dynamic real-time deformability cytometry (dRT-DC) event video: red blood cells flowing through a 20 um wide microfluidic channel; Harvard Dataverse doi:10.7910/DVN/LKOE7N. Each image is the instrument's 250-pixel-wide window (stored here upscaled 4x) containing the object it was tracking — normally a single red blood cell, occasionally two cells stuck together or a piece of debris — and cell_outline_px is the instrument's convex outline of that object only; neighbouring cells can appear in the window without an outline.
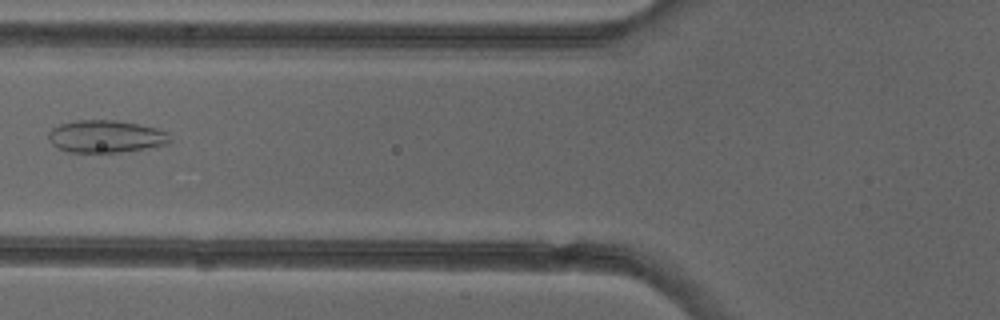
{"species": "common noctule bat (a hibernating species)", "species_latin": "Nyctalus noctula", "temperature_condition": "cold", "stored_images_in_passage": 3, "camera_frame_rate_fps": 3000, "um_per_image_px": 0.085, "animal": {"sex": "female"}, "frame": {"image": 1, "passage_image": 2, "time_ms": 1.0, "image_size_px": [1000, 320], "cell_outline_px": [[172, 140], [168, 144], [120, 152], [68, 152], [52, 144], [48, 140], [48, 132], [52, 128], [60, 124], [76, 120], [116, 120], [156, 128], [168, 132]], "centroid_in_image_um": [8.98, 11.59], "position_along_channel_um": 116.8, "area_um2": 22.89}}
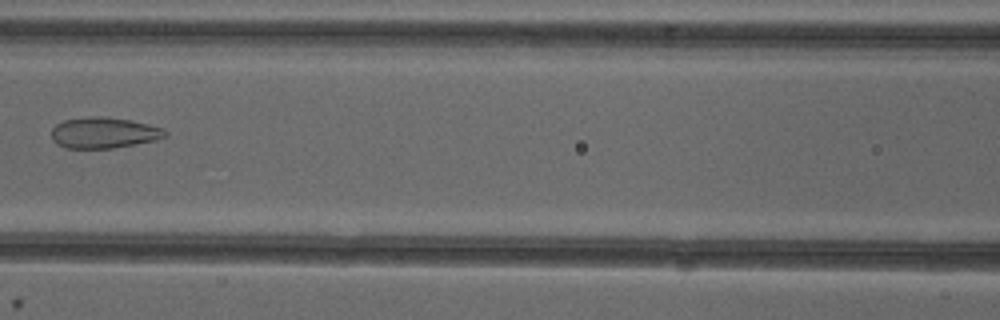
{"frame": {"image": 2, "passage_image": 3, "time_ms": 2.0, "image_size_px": [1000, 320], "cell_outline_px": [[168, 136], [156, 140], [112, 148], [64, 148], [56, 144], [52, 140], [52, 128], [56, 124], [64, 120], [92, 116], [100, 116], [132, 120], [164, 128], [168, 132]], "centroid_in_image_um": [8.84, 11.28], "position_along_channel_um": 157.8, "area_um2": 20.63}}